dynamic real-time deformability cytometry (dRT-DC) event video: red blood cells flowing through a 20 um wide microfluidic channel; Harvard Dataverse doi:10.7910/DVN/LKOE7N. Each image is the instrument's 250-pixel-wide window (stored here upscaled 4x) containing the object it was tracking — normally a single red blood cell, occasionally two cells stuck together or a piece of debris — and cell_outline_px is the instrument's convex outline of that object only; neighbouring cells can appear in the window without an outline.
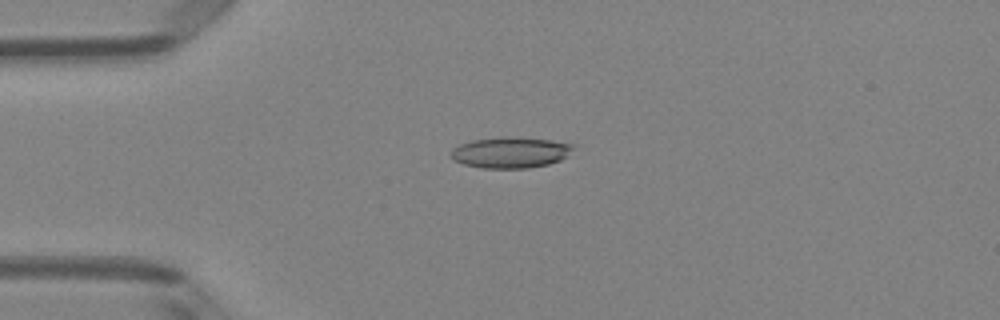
{"species": "Egyptian fruit bat (a non-hibernating species)", "species_latin": "Rousettus aegyptiacus", "temperature_condition": "room temperature", "stored_images_in_passage": 41, "camera_frame_rate_fps": 3000, "um_per_image_px": 0.085, "animal": {"sex": "female"}, "frame": {"image": 1, "passage_image": 3, "time_ms": 0.667, "image_size_px": [1000, 320], "cell_outline_px": [[576, 144], [568, 156], [560, 160], [548, 164], [528, 168], [480, 168], [464, 164], [456, 160], [452, 156], [452, 148], [460, 144], [472, 140], [500, 136], [508, 136], [548, 140]], "centroid_in_image_um": [43.41, 12.95], "position_along_channel_um": 41.6, "area_um2": 22.08}}
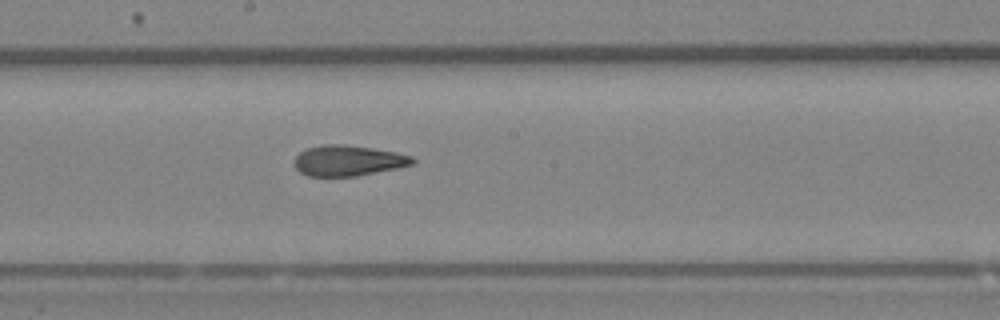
{"frame": {"image": 2, "passage_image": 18, "time_ms": 5.667, "image_size_px": [1000, 320], "cell_outline_px": [[416, 164], [356, 176], [308, 176], [300, 172], [296, 168], [296, 156], [300, 152], [308, 148], [324, 144], [340, 144], [372, 148], [396, 152], [412, 156], [416, 160]], "centroid_in_image_um": [29.63, 13.65], "position_along_channel_um": 218.6, "area_um2": 20.92}}
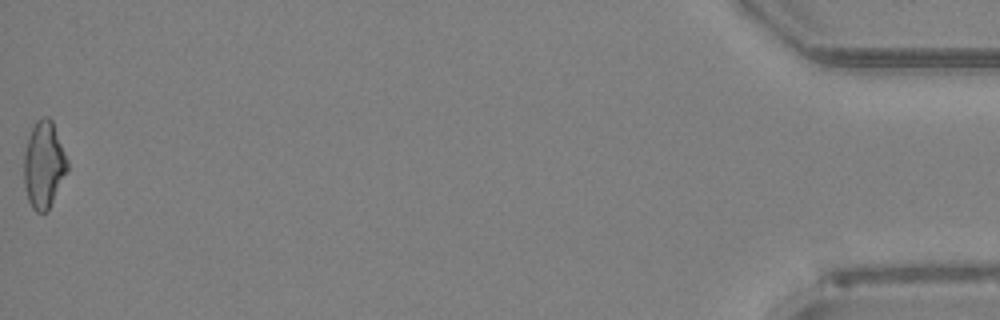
{"frame": {"image": 3, "passage_image": 41, "time_ms": 13.333, "image_size_px": [1000, 320], "cell_outline_px": [[68, 168], [48, 212], [36, 212], [32, 208], [28, 200], [24, 184], [24, 152], [32, 128], [36, 120], [40, 116], [48, 116], [52, 120], [68, 160]], "centroid_in_image_um": [3.72, 14.0], "position_along_channel_um": 431.5, "area_um2": 21.96}, "authors_computed_cell_mechanics": {"area_um2": 21.5016, "velocity_mm_per_s": 4.0554, "shape_relaxation_time_tau1_ms": 5.2333, "shape_relaxation_time_tau2_ms": 2.7125, "deformation_change_tau1": 0.1568, "deformation_change_tau2": 0.1084}}